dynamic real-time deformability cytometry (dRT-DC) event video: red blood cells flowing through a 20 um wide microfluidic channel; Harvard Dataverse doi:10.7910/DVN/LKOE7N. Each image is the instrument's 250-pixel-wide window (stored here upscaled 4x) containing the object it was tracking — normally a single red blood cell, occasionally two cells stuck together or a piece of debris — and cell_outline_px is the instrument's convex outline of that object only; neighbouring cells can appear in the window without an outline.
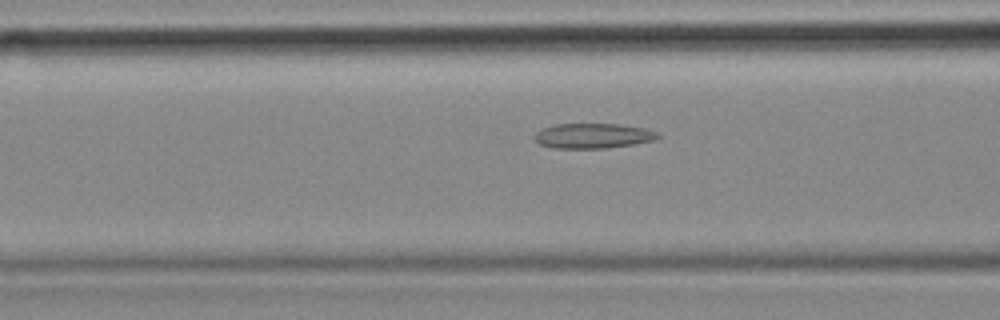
{"species": "common noctule bat (a hibernating species)", "species_latin": "Nyctalus noctula", "temperature_condition": "cold", "stored_images_in_passage": 55, "camera_frame_rate_fps": 3000, "um_per_image_px": 0.085, "animal": {"sex": "female", "body_mass_g": 18.4}, "frame": {"image": 1, "passage_image": 21, "time_ms": 6.667, "image_size_px": [1000, 320], "cell_outline_px": [[660, 136], [656, 140], [608, 148], [552, 148], [540, 144], [532, 136], [536, 132], [552, 124], [620, 124], [648, 128], [660, 132]], "centroid_in_image_um": [50.44, 11.54], "position_along_channel_um": 116.2, "area_um2": 18.21}}
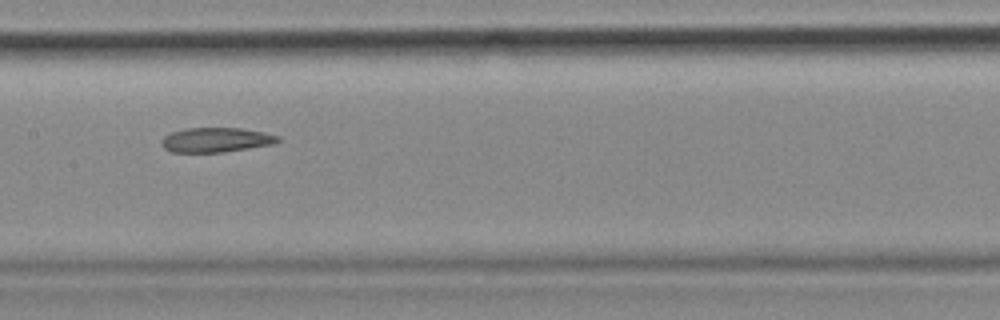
{"frame": {"image": 2, "passage_image": 27, "time_ms": 8.667, "image_size_px": [1000, 320], "cell_outline_px": [[280, 140], [272, 144], [224, 152], [172, 152], [164, 148], [160, 144], [160, 140], [164, 136], [172, 132], [184, 128], [240, 128], [264, 132], [280, 136]], "centroid_in_image_um": [18.33, 11.89], "position_along_channel_um": 189.1, "area_um2": 16.7}}
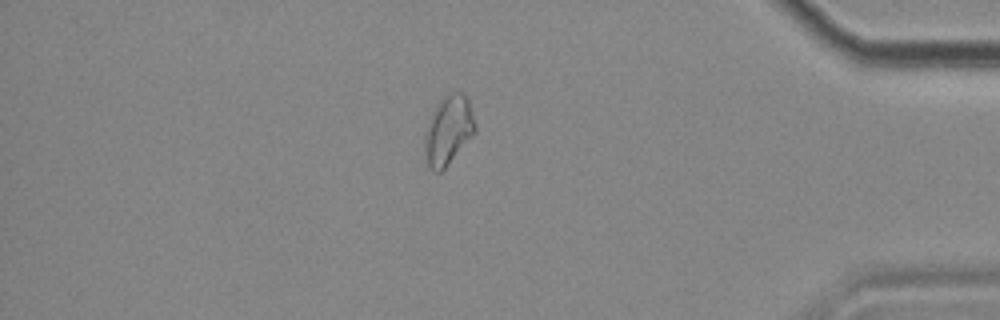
{"frame": {"image": 3, "passage_image": 47, "time_ms": 15.333, "image_size_px": [1000, 320], "cell_outline_px": [[476, 132], [444, 168], [440, 172], [432, 172], [428, 168], [424, 148], [424, 136], [428, 120], [436, 104], [448, 92], [464, 92], [468, 100], [476, 124]], "centroid_in_image_um": [38.09, 11.06], "position_along_channel_um": 397.1, "area_um2": 20.46}}